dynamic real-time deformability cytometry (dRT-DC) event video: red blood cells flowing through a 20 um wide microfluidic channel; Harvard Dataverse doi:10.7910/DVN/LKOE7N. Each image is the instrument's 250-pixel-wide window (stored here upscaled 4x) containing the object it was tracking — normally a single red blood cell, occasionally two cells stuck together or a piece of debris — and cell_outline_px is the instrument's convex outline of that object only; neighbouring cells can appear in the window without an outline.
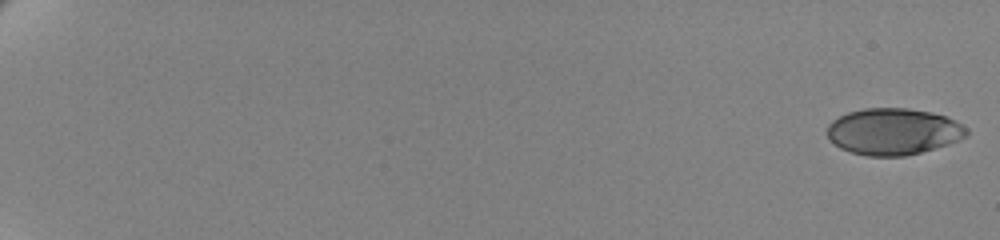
{"species": "human", "species_latin": "Homo sapiens", "temperature_condition": "cold", "stored_images_in_passage": 61, "camera_frame_rate_fps": 3000, "um_per_image_px": 0.085, "donor": {"sex": "female"}, "frame": {"image": 1, "passage_image": 1, "time_ms": 0.0, "image_size_px": [1000, 240], "cell_outline_px": [[968, 136], [920, 152], [904, 156], [868, 156], [852, 152], [840, 148], [828, 136], [828, 124], [832, 120], [848, 112], [864, 108], [908, 108], [932, 112], [956, 120], [968, 128]], "centroid_in_image_um": [75.94, 11.16], "position_along_channel_um": 9.1, "area_um2": 37.51}}
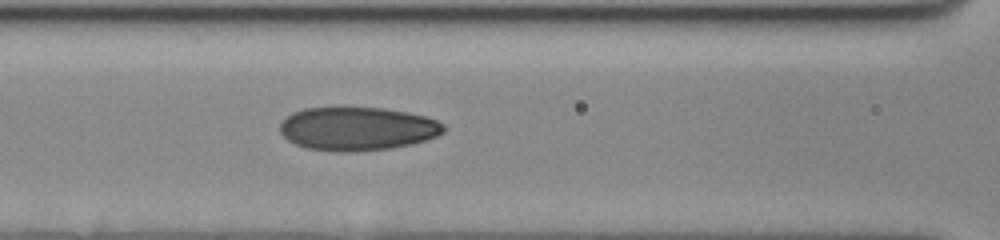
{"frame": {"image": 2, "passage_image": 31, "time_ms": 10.0, "image_size_px": [1000, 240], "cell_outline_px": [[444, 132], [436, 136], [412, 144], [392, 148], [352, 152], [340, 152], [308, 148], [296, 144], [288, 140], [280, 132], [280, 124], [292, 112], [304, 108], [384, 108], [424, 116], [436, 120], [444, 124]], "centroid_in_image_um": [30.37, 10.95], "position_along_channel_um": 136.2, "area_um2": 41.21}}
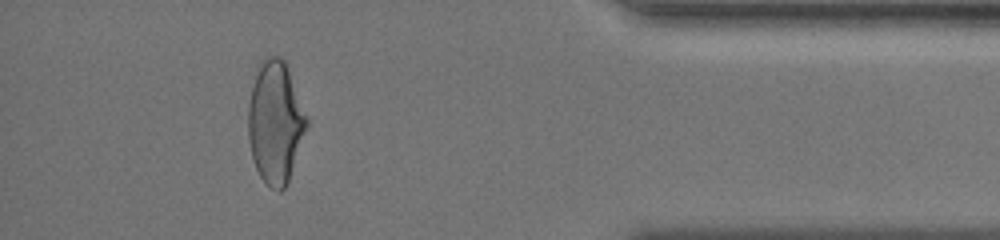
{"frame": {"image": 3, "passage_image": 57, "time_ms": 18.667, "image_size_px": [1000, 240], "cell_outline_px": [[308, 124], [288, 180], [284, 188], [280, 192], [264, 184], [256, 168], [252, 156], [248, 136], [248, 104], [256, 64], [264, 56], [280, 56], [284, 60], [308, 120]], "centroid_in_image_um": [23.36, 10.36], "position_along_channel_um": 411.8, "area_um2": 41.5}, "authors_computed_cell_mechanics": {"area_um2": 39.882, "velocity_mm_per_s": 3.4937, "shape_relaxation_time_tau1_ms": 4.9604, "shape_relaxation_time_tau2_ms": 1.3629, "deformation_change_tau1": 0.161, "deformation_change_tau2": 0.0733}}